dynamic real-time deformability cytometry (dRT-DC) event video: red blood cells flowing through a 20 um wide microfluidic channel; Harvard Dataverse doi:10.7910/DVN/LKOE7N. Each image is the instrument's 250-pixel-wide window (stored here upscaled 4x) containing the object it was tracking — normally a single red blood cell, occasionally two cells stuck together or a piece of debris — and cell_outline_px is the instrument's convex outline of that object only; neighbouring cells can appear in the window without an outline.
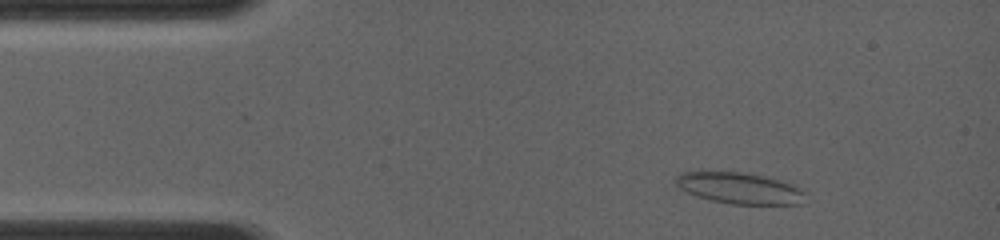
{"species": "common noctule bat (a hibernating species)", "species_latin": "Nyctalus noctula", "temperature_condition": "room temperature", "stored_images_in_passage": 14, "camera_frame_rate_fps": 4000, "um_per_image_px": 0.085, "animal": {"sex": "female", "body_mass_g": 19.0, "forearm_length_mm": 56.7}, "frame": {"image": 1, "passage_image": 5, "time_ms": 1.25, "image_size_px": [1000, 240], "cell_outline_px": [[804, 192], [800, 204], [732, 204], [712, 200], [688, 192], [680, 188], [676, 184], [676, 176], [680, 172], [700, 168], [740, 172], [764, 176], [780, 180], [792, 184], [800, 188]], "centroid_in_image_um": [62.76, 15.93], "position_along_channel_um": 22.2, "area_um2": 23.99}}
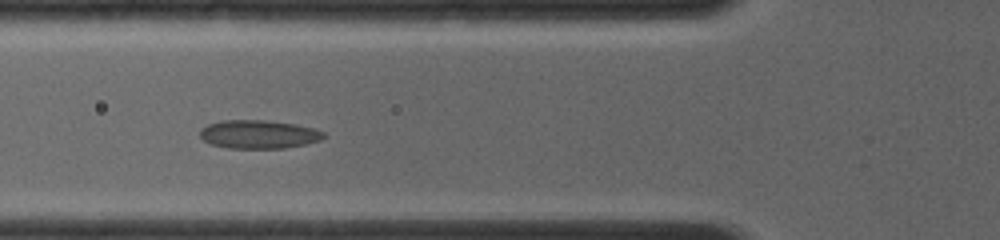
{"frame": {"image": 2, "passage_image": 12, "time_ms": 4.5, "image_size_px": [1000, 240], "cell_outline_px": [[328, 136], [320, 140], [304, 144], [284, 148], [228, 148], [212, 144], [204, 140], [200, 136], [200, 128], [208, 124], [224, 120], [264, 120], [296, 124], [312, 128], [324, 132]], "centroid_in_image_um": [21.99, 11.41], "position_along_channel_um": 103.8, "area_um2": 20.46}}
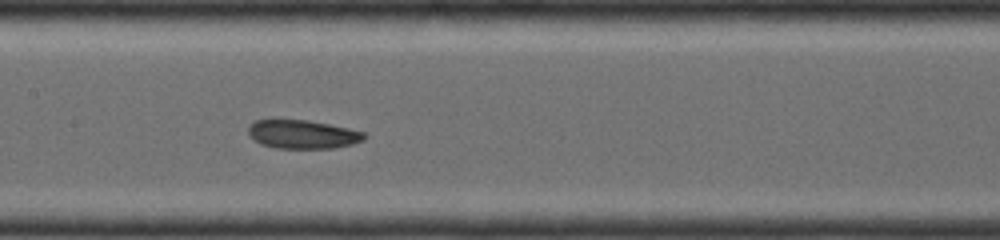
{"frame": {"image": 3, "passage_image": 14, "time_ms": 6.25, "image_size_px": [1000, 240], "cell_outline_px": [[368, 136], [364, 140], [352, 144], [332, 148], [276, 148], [260, 144], [248, 136], [248, 128], [256, 120], [308, 120], [348, 128], [364, 132]], "centroid_in_image_um": [25.73, 11.42], "position_along_channel_um": 181.7, "area_um2": 19.31}}